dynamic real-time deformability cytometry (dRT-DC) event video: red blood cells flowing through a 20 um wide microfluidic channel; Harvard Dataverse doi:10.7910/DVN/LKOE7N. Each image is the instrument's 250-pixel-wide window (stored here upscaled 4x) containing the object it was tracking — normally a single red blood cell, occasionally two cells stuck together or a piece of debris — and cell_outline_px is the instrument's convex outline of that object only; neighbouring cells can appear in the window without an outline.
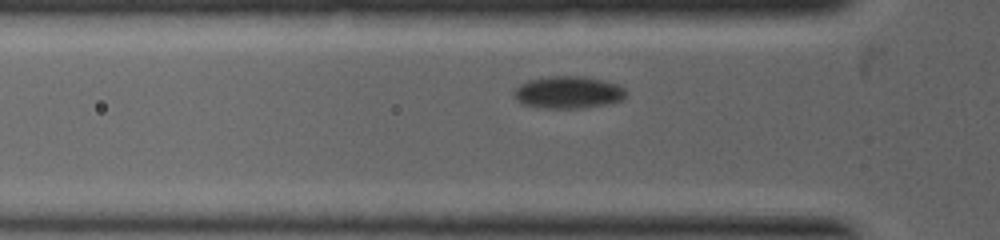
{"species": "common noctule bat (a hibernating species)", "species_latin": "Nyctalus noctula", "temperature_condition": "warm", "stored_images_in_passage": 2, "camera_frame_rate_fps": 5000, "um_per_image_px": 0.085, "animal": {"sex": "female", "body_mass_g": 19.0, "forearm_length_mm": 53.3}, "frame": {"image": 1, "passage_image": 2, "time_ms": 1.0, "image_size_px": [1000, 240], "cell_outline_px": [[624, 96], [620, 100], [608, 104], [584, 108], [536, 108], [520, 104], [512, 96], [512, 92], [520, 84], [528, 80], [548, 76], [584, 76], [604, 80], [616, 84], [624, 88]], "centroid_in_image_um": [48.22, 7.86], "position_along_channel_um": 77.6, "area_um2": 21.33}}